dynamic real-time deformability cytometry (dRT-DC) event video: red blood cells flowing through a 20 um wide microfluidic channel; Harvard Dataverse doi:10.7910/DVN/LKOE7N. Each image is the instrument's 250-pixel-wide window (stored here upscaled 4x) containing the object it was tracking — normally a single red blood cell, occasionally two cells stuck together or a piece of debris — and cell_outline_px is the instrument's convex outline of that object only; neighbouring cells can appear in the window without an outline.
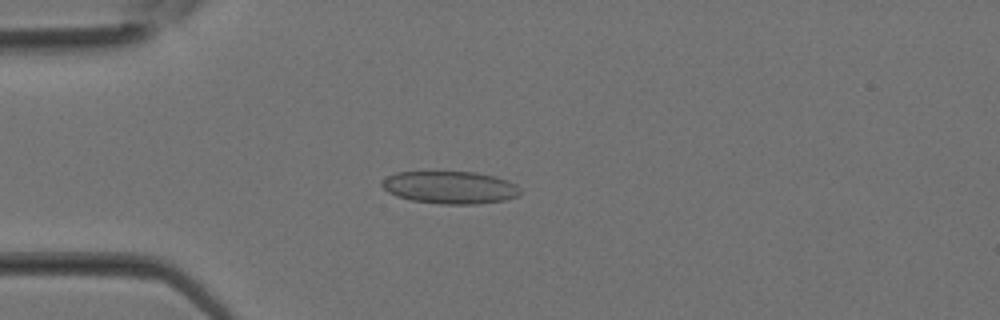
{"species": "Egyptian fruit bat (a non-hibernating species)", "species_latin": "Rousettus aegyptiacus", "temperature_condition": "room temperature", "stored_images_in_passage": 21, "camera_frame_rate_fps": 3000, "um_per_image_px": 0.085, "animal": {"sex": "female"}, "frame": {"image": 1, "passage_image": 3, "time_ms": 0.667, "image_size_px": [1000, 320], "cell_outline_px": [[520, 196], [504, 200], [476, 204], [440, 204], [412, 200], [396, 196], [388, 192], [380, 184], [388, 176], [396, 172], [476, 172], [496, 176], [516, 184], [520, 188]], "centroid_in_image_um": [38.28, 15.93], "position_along_channel_um": 46.7, "area_um2": 26.24}}
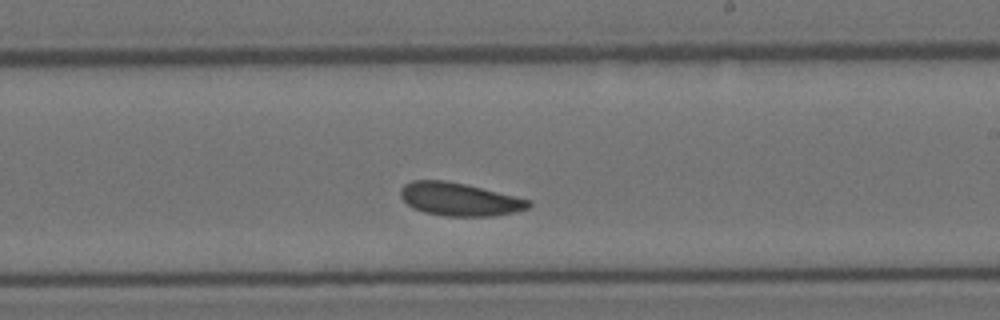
{"frame": {"image": 2, "passage_image": 14, "time_ms": 4.333, "image_size_px": [1000, 320], "cell_outline_px": [[532, 204], [528, 208], [512, 212], [492, 216], [444, 216], [424, 212], [412, 208], [400, 196], [400, 188], [404, 184], [412, 180], [444, 180], [464, 184], [516, 196], [532, 200]], "centroid_in_image_um": [39.03, 16.93], "position_along_channel_um": 250.0, "area_um2": 24.62}}
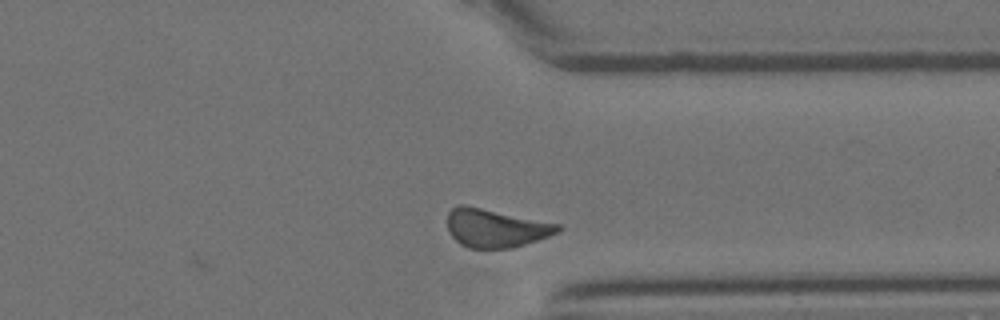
{"frame": {"image": 3, "passage_image": 20, "time_ms": 6.333, "image_size_px": [1000, 320], "cell_outline_px": [[564, 228], [560, 232], [512, 248], [468, 248], [460, 244], [448, 232], [448, 212], [456, 204], [464, 204], [560, 224]], "centroid_in_image_um": [42.12, 19.38], "position_along_channel_um": 369.3, "area_um2": 24.8}}